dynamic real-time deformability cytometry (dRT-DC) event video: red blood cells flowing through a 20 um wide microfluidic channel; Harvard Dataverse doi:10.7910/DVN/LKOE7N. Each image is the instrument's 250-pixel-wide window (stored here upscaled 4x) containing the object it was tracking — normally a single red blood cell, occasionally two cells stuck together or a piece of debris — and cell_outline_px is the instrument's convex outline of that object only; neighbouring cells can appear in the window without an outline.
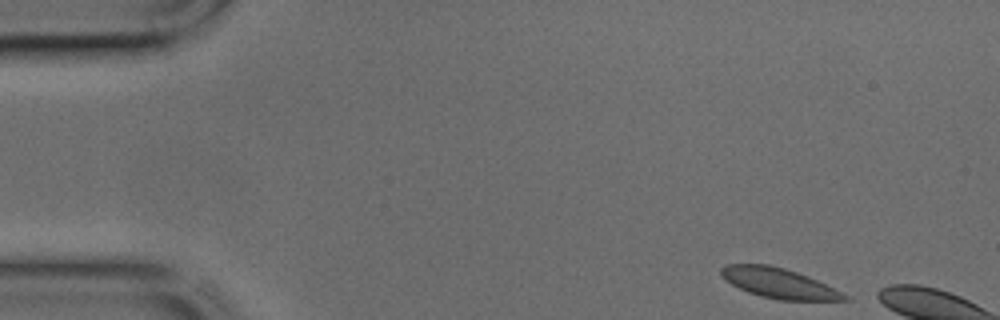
{"species": "common noctule bat (a hibernating species)", "species_latin": "Nyctalus noctula", "temperature_condition": "cold", "stored_images_in_passage": 4, "camera_frame_rate_fps": 3000, "um_per_image_px": 0.085, "animal": {"sex": "male", "body_mass_g": 17.9, "forearm_length_mm": 54.2}, "frame": {"image": 1, "passage_image": 1, "time_ms": 0.0, "image_size_px": [1000, 320], "cell_outline_px": [[852, 300], [780, 300], [760, 296], [748, 292], [732, 284], [720, 272], [720, 268], [728, 264], [768, 264], [784, 268], [808, 276], [848, 296]], "centroid_in_image_um": [66.19, 24.07], "position_along_channel_um": 18.8, "area_um2": 21.15}}